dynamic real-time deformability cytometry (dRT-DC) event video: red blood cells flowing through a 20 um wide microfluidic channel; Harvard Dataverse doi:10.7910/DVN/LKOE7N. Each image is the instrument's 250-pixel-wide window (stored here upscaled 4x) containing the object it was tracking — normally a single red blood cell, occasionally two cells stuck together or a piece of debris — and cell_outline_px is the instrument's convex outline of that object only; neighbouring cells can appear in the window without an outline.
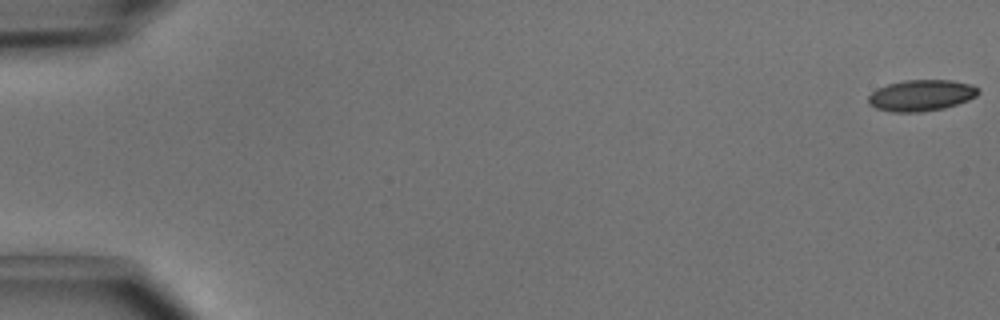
{"species": "common noctule bat (a hibernating species)", "species_latin": "Nyctalus noctula", "temperature_condition": "cold", "stored_images_in_passage": 17, "camera_frame_rate_fps": 3000, "um_per_image_px": 0.085, "animal": {"sex": "male", "body_mass_g": 15.6}, "frame": {"image": 1, "passage_image": 1, "time_ms": 0.0, "image_size_px": [1000, 320], "cell_outline_px": [[980, 92], [976, 96], [968, 100], [944, 108], [920, 112], [892, 112], [876, 108], [868, 104], [868, 96], [876, 88], [888, 84], [904, 80], [952, 80], [972, 84], [980, 88]], "centroid_in_image_um": [78.31, 8.1], "position_along_channel_um": 6.7, "area_um2": 20.17}}
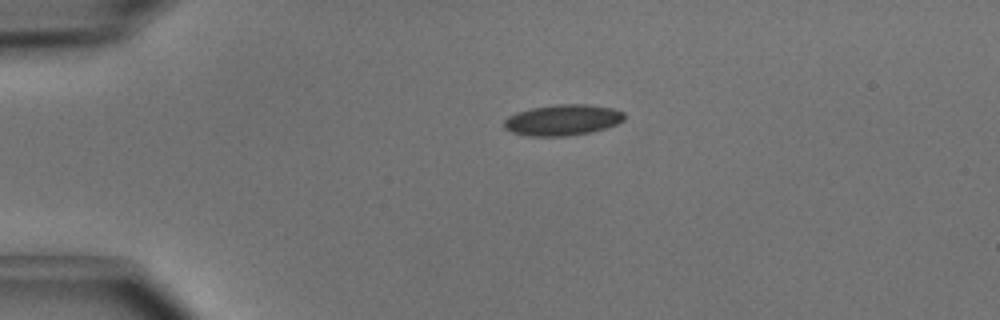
{"frame": {"image": 2, "passage_image": 12, "time_ms": 3.667, "image_size_px": [1000, 320], "cell_outline_px": [[624, 120], [616, 124], [592, 132], [564, 136], [528, 136], [512, 132], [504, 128], [504, 120], [508, 116], [516, 112], [532, 108], [556, 104], [588, 104], [612, 108], [624, 112]], "centroid_in_image_um": [47.81, 10.19], "position_along_channel_um": 37.2, "area_um2": 21.68}}